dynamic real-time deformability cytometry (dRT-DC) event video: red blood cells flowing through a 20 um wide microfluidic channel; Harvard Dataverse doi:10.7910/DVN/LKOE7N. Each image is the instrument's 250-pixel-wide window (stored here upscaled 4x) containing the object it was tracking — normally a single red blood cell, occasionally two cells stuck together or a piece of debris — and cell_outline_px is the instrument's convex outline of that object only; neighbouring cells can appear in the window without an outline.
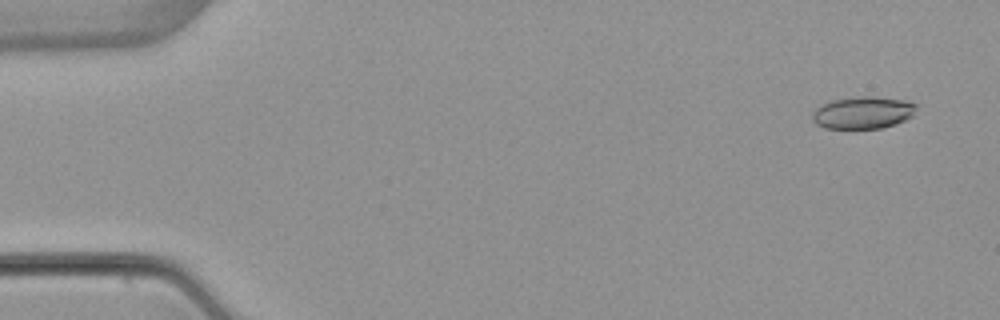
{"species": "common noctule bat (a hibernating species)", "species_latin": "Nyctalus noctula", "temperature_condition": "warm", "stored_images_in_passage": 6, "camera_frame_rate_fps": 3000, "um_per_image_px": 0.085, "animal": {"sex": "female", "body_mass_g": 22.7, "forearm_length_mm": 54.2}, "frame": {"image": 1, "passage_image": 1, "time_ms": 0.0, "image_size_px": [1000, 320], "cell_outline_px": [[916, 108], [912, 116], [896, 124], [884, 128], [824, 128], [816, 124], [812, 120], [812, 112], [820, 104], [828, 100], [860, 96], [876, 96], [904, 100], [916, 104]], "centroid_in_image_um": [73.31, 9.56], "position_along_channel_um": 11.7, "area_um2": 19.77}}
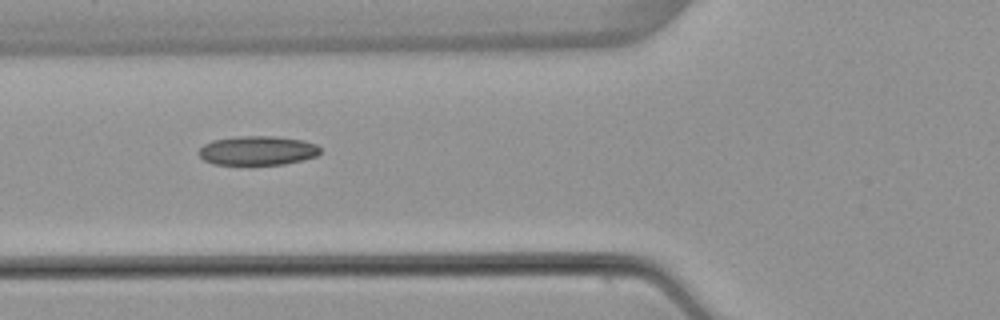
{"frame": {"image": 2, "passage_image": 5, "time_ms": 5.667, "image_size_px": [1000, 320], "cell_outline_px": [[320, 152], [316, 156], [304, 160], [284, 164], [248, 168], [212, 164], [204, 160], [196, 152], [204, 144], [212, 140], [236, 136], [276, 136], [304, 140], [316, 144], [320, 148]], "centroid_in_image_um": [21.84, 12.85], "position_along_channel_um": 104.0, "area_um2": 21.85}}
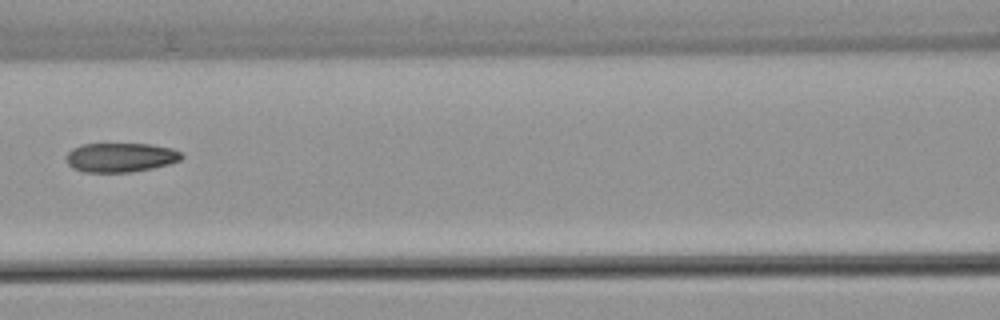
{"frame": {"image": 3, "passage_image": 6, "time_ms": 7.0, "image_size_px": [1000, 320], "cell_outline_px": [[184, 156], [180, 160], [168, 164], [152, 168], [132, 172], [84, 172], [72, 168], [68, 164], [64, 156], [72, 148], [80, 144], [152, 144], [172, 148], [180, 152]], "centroid_in_image_um": [10.21, 13.38], "position_along_channel_um": 156.4, "area_um2": 19.83}}